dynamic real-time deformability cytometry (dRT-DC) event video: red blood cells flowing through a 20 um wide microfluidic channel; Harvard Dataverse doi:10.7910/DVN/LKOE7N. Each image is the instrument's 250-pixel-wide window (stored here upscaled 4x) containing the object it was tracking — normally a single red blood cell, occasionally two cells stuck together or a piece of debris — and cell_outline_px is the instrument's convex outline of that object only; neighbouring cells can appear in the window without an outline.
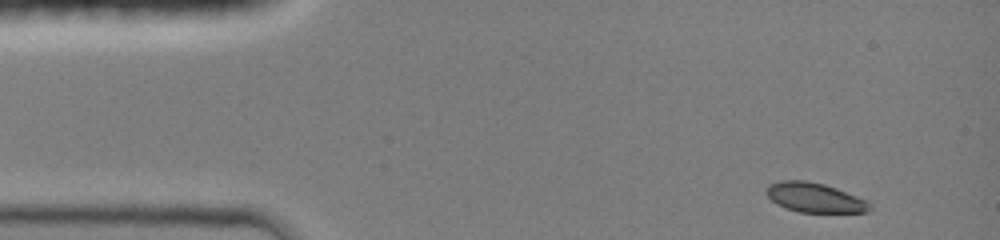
{"species": "common noctule bat (a hibernating species)", "species_latin": "Nyctalus noctula", "temperature_condition": "room temperature", "stored_images_in_passage": 4, "camera_frame_rate_fps": 3000, "um_per_image_px": 0.085, "animal": {"sex": "female", "body_mass_g": 19.0, "forearm_length_mm": 51.5}, "frame": {"image": 1, "passage_image": 1, "time_ms": 0.0, "image_size_px": [1000, 240], "cell_outline_px": [[872, 208], [868, 212], [800, 212], [784, 208], [776, 204], [764, 192], [768, 184], [780, 180], [804, 180], [824, 184], [836, 188], [864, 200], [872, 204]], "centroid_in_image_um": [69.2, 16.79], "position_along_channel_um": 15.8, "area_um2": 17.8}}
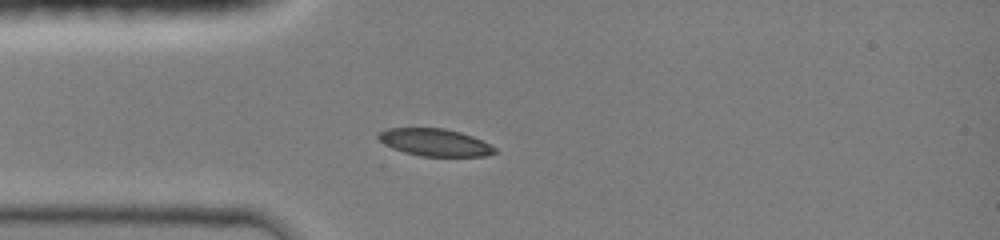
{"frame": {"image": 2, "passage_image": 4, "time_ms": 1.0, "image_size_px": [1000, 240], "cell_outline_px": [[496, 152], [484, 156], [420, 156], [404, 152], [392, 148], [384, 144], [376, 136], [380, 132], [388, 128], [444, 128], [460, 132], [472, 136], [496, 148]], "centroid_in_image_um": [36.93, 12.1], "position_along_channel_um": 48.1, "area_um2": 18.38}}